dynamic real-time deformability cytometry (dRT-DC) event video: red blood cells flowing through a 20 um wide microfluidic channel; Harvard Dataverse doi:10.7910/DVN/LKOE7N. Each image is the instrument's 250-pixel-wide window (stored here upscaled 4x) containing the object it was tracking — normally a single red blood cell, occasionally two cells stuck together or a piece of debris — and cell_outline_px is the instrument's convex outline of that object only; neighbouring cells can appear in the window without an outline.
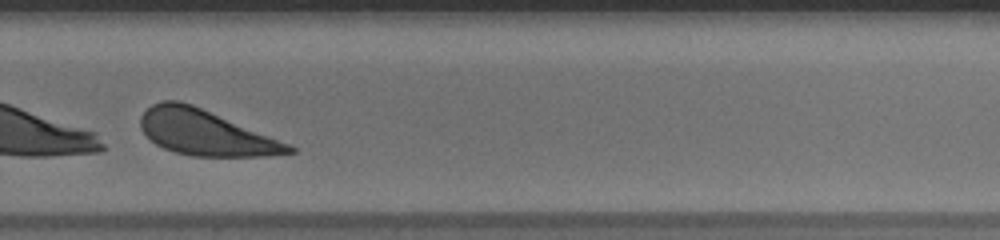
{"species": "human", "species_latin": "Homo sapiens", "temperature_condition": "warm", "stored_images_in_passage": 32, "camera_frame_rate_fps": 3000, "um_per_image_px": 0.085, "donor": {"sex": "male"}, "frame": {"image": 1, "passage_image": 25, "time_ms": 8.0, "image_size_px": [1000, 240], "cell_outline_px": [[296, 152], [264, 156], [192, 156], [176, 152], [164, 148], [156, 144], [140, 128], [140, 116], [152, 104], [160, 100], [180, 100], [192, 104], [292, 144], [296, 148]], "centroid_in_image_um": [17.49, 11.27], "position_along_channel_um": 312.3, "area_um2": 39.19}}
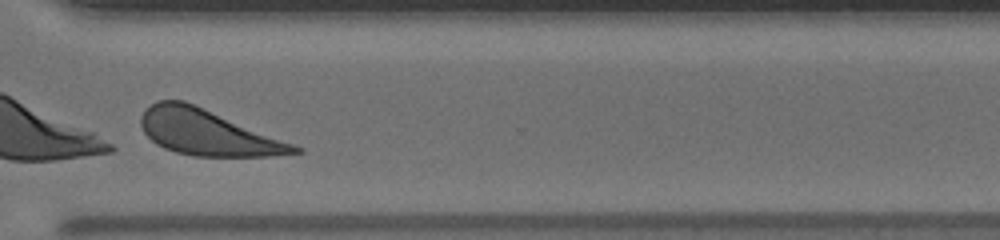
{"frame": {"image": 2, "passage_image": 28, "time_ms": 9.0, "image_size_px": [1000, 240], "cell_outline_px": [[304, 152], [272, 156], [192, 156], [176, 152], [164, 148], [156, 144], [144, 132], [140, 124], [140, 116], [156, 100], [184, 100], [304, 148]], "centroid_in_image_um": [17.64, 11.27], "position_along_channel_um": 353.0, "area_um2": 40.46}, "authors_computed_cell_mechanics": {"area_um2": 41.7605, "velocity_mm_per_s": 4.0268, "shape_relaxation_time_tau1_ms": 2.0277, "shape_relaxation_time_tau2_ms": null, "deformation_change_tau1": 0.3023, "deformation_change_tau2": null}}